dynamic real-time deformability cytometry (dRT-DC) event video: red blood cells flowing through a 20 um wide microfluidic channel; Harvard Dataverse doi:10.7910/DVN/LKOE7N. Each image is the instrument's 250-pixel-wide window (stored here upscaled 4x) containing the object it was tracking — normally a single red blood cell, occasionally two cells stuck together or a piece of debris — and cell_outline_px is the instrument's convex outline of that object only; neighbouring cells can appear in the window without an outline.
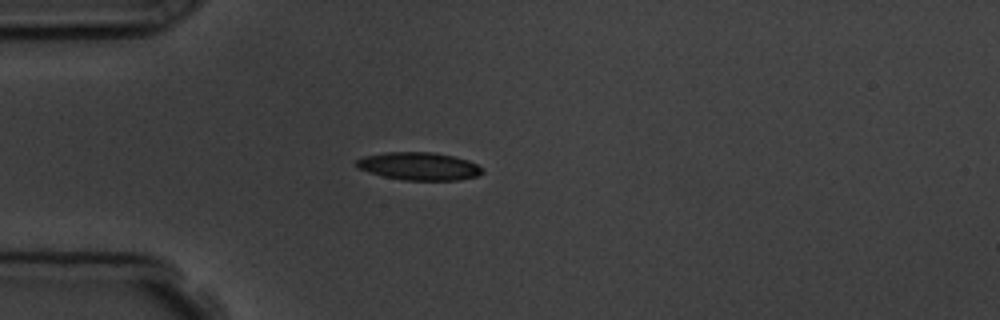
{"species": "common noctule bat (a hibernating species)", "species_latin": "Nyctalus noctula", "temperature_condition": "room temperature", "stored_images_in_passage": 6, "camera_frame_rate_fps": 3000, "um_per_image_px": 0.085, "animal": {"sex": "male", "body_mass_g": 19.5, "forearm_length_mm": 54.6}, "frame": {"image": 1, "passage_image": 5, "time_ms": 4.667, "image_size_px": [1000, 320], "cell_outline_px": [[484, 172], [476, 176], [460, 180], [404, 180], [384, 176], [368, 172], [356, 168], [356, 160], [364, 156], [384, 152], [432, 152], [452, 156], [468, 160], [476, 164]], "centroid_in_image_um": [35.58, 14.12], "position_along_channel_um": 49.4, "area_um2": 20.35}}